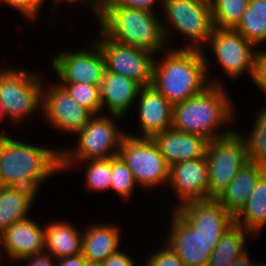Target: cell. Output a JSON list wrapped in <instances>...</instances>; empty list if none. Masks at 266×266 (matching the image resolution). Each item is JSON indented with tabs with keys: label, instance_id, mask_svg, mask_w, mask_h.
<instances>
[{
	"label": "cell",
	"instance_id": "cell-28",
	"mask_svg": "<svg viewBox=\"0 0 266 266\" xmlns=\"http://www.w3.org/2000/svg\"><path fill=\"white\" fill-rule=\"evenodd\" d=\"M252 125L249 133L237 132L245 142L248 161L266 166V104L255 113Z\"/></svg>",
	"mask_w": 266,
	"mask_h": 266
},
{
	"label": "cell",
	"instance_id": "cell-45",
	"mask_svg": "<svg viewBox=\"0 0 266 266\" xmlns=\"http://www.w3.org/2000/svg\"><path fill=\"white\" fill-rule=\"evenodd\" d=\"M258 266H266V261H265V260H264V262L261 261V263H260V261H259Z\"/></svg>",
	"mask_w": 266,
	"mask_h": 266
},
{
	"label": "cell",
	"instance_id": "cell-5",
	"mask_svg": "<svg viewBox=\"0 0 266 266\" xmlns=\"http://www.w3.org/2000/svg\"><path fill=\"white\" fill-rule=\"evenodd\" d=\"M117 115H94L85 127L75 135L77 141L68 148L60 149L61 172L71 169L77 162L92 159H107L117 156L127 132L120 130Z\"/></svg>",
	"mask_w": 266,
	"mask_h": 266
},
{
	"label": "cell",
	"instance_id": "cell-18",
	"mask_svg": "<svg viewBox=\"0 0 266 266\" xmlns=\"http://www.w3.org/2000/svg\"><path fill=\"white\" fill-rule=\"evenodd\" d=\"M137 114L140 134L127 133L137 138H152L155 134L164 132L172 126V105L152 85L140 88L137 100Z\"/></svg>",
	"mask_w": 266,
	"mask_h": 266
},
{
	"label": "cell",
	"instance_id": "cell-39",
	"mask_svg": "<svg viewBox=\"0 0 266 266\" xmlns=\"http://www.w3.org/2000/svg\"><path fill=\"white\" fill-rule=\"evenodd\" d=\"M87 259L82 253L56 259V266H85Z\"/></svg>",
	"mask_w": 266,
	"mask_h": 266
},
{
	"label": "cell",
	"instance_id": "cell-3",
	"mask_svg": "<svg viewBox=\"0 0 266 266\" xmlns=\"http://www.w3.org/2000/svg\"><path fill=\"white\" fill-rule=\"evenodd\" d=\"M226 89L210 84L194 97L173 105L171 128L203 136L208 141L229 135L234 129L228 126L237 112Z\"/></svg>",
	"mask_w": 266,
	"mask_h": 266
},
{
	"label": "cell",
	"instance_id": "cell-30",
	"mask_svg": "<svg viewBox=\"0 0 266 266\" xmlns=\"http://www.w3.org/2000/svg\"><path fill=\"white\" fill-rule=\"evenodd\" d=\"M215 28L234 29L241 21L249 0H210Z\"/></svg>",
	"mask_w": 266,
	"mask_h": 266
},
{
	"label": "cell",
	"instance_id": "cell-42",
	"mask_svg": "<svg viewBox=\"0 0 266 266\" xmlns=\"http://www.w3.org/2000/svg\"><path fill=\"white\" fill-rule=\"evenodd\" d=\"M5 116H7V114H6V111H5V108H4V104L0 100V123L5 118ZM0 134H6V132H4V131L1 132V130H0Z\"/></svg>",
	"mask_w": 266,
	"mask_h": 266
},
{
	"label": "cell",
	"instance_id": "cell-9",
	"mask_svg": "<svg viewBox=\"0 0 266 266\" xmlns=\"http://www.w3.org/2000/svg\"><path fill=\"white\" fill-rule=\"evenodd\" d=\"M206 159L209 198H217L249 162L245 142L236 130L225 137L209 141Z\"/></svg>",
	"mask_w": 266,
	"mask_h": 266
},
{
	"label": "cell",
	"instance_id": "cell-10",
	"mask_svg": "<svg viewBox=\"0 0 266 266\" xmlns=\"http://www.w3.org/2000/svg\"><path fill=\"white\" fill-rule=\"evenodd\" d=\"M206 46L212 50L215 62L229 80H237L242 74L249 75L252 80L257 49L241 33L234 29L214 28Z\"/></svg>",
	"mask_w": 266,
	"mask_h": 266
},
{
	"label": "cell",
	"instance_id": "cell-41",
	"mask_svg": "<svg viewBox=\"0 0 266 266\" xmlns=\"http://www.w3.org/2000/svg\"><path fill=\"white\" fill-rule=\"evenodd\" d=\"M250 258L249 251L246 250L240 257H238L230 266H258L256 262Z\"/></svg>",
	"mask_w": 266,
	"mask_h": 266
},
{
	"label": "cell",
	"instance_id": "cell-32",
	"mask_svg": "<svg viewBox=\"0 0 266 266\" xmlns=\"http://www.w3.org/2000/svg\"><path fill=\"white\" fill-rule=\"evenodd\" d=\"M136 186L134 175L122 158L119 155L112 157L110 191L114 190L123 201H127L134 194Z\"/></svg>",
	"mask_w": 266,
	"mask_h": 266
},
{
	"label": "cell",
	"instance_id": "cell-26",
	"mask_svg": "<svg viewBox=\"0 0 266 266\" xmlns=\"http://www.w3.org/2000/svg\"><path fill=\"white\" fill-rule=\"evenodd\" d=\"M234 30L260 49V45L266 42V0H249L241 21Z\"/></svg>",
	"mask_w": 266,
	"mask_h": 266
},
{
	"label": "cell",
	"instance_id": "cell-37",
	"mask_svg": "<svg viewBox=\"0 0 266 266\" xmlns=\"http://www.w3.org/2000/svg\"><path fill=\"white\" fill-rule=\"evenodd\" d=\"M116 5L120 6H125V7H130V8H140V9H145L149 10L152 12L156 11V6L160 7V10H162V5L164 0H112ZM155 8V10H154Z\"/></svg>",
	"mask_w": 266,
	"mask_h": 266
},
{
	"label": "cell",
	"instance_id": "cell-6",
	"mask_svg": "<svg viewBox=\"0 0 266 266\" xmlns=\"http://www.w3.org/2000/svg\"><path fill=\"white\" fill-rule=\"evenodd\" d=\"M162 9L166 15L161 18L162 30L168 48L170 32L174 30L189 41L177 49H205L215 28L210 0H164Z\"/></svg>",
	"mask_w": 266,
	"mask_h": 266
},
{
	"label": "cell",
	"instance_id": "cell-16",
	"mask_svg": "<svg viewBox=\"0 0 266 266\" xmlns=\"http://www.w3.org/2000/svg\"><path fill=\"white\" fill-rule=\"evenodd\" d=\"M39 223V219L37 222L29 216L14 223L0 235V266L3 254L11 262H20L25 257L44 252L45 226Z\"/></svg>",
	"mask_w": 266,
	"mask_h": 266
},
{
	"label": "cell",
	"instance_id": "cell-1",
	"mask_svg": "<svg viewBox=\"0 0 266 266\" xmlns=\"http://www.w3.org/2000/svg\"><path fill=\"white\" fill-rule=\"evenodd\" d=\"M45 147L0 134V186L36 202L41 183L61 173L60 148Z\"/></svg>",
	"mask_w": 266,
	"mask_h": 266
},
{
	"label": "cell",
	"instance_id": "cell-43",
	"mask_svg": "<svg viewBox=\"0 0 266 266\" xmlns=\"http://www.w3.org/2000/svg\"><path fill=\"white\" fill-rule=\"evenodd\" d=\"M109 0H91L92 5L96 8L99 9L104 3H106Z\"/></svg>",
	"mask_w": 266,
	"mask_h": 266
},
{
	"label": "cell",
	"instance_id": "cell-20",
	"mask_svg": "<svg viewBox=\"0 0 266 266\" xmlns=\"http://www.w3.org/2000/svg\"><path fill=\"white\" fill-rule=\"evenodd\" d=\"M141 87L130 78L105 70L100 84L102 114L106 109L105 114L124 118L136 102Z\"/></svg>",
	"mask_w": 266,
	"mask_h": 266
},
{
	"label": "cell",
	"instance_id": "cell-14",
	"mask_svg": "<svg viewBox=\"0 0 266 266\" xmlns=\"http://www.w3.org/2000/svg\"><path fill=\"white\" fill-rule=\"evenodd\" d=\"M169 231L165 242L185 266H207L211 252L221 238L201 235L176 209L171 210Z\"/></svg>",
	"mask_w": 266,
	"mask_h": 266
},
{
	"label": "cell",
	"instance_id": "cell-11",
	"mask_svg": "<svg viewBox=\"0 0 266 266\" xmlns=\"http://www.w3.org/2000/svg\"><path fill=\"white\" fill-rule=\"evenodd\" d=\"M88 47L73 51L62 50L51 55L50 62L57 83L101 84L106 70L103 53L95 41Z\"/></svg>",
	"mask_w": 266,
	"mask_h": 266
},
{
	"label": "cell",
	"instance_id": "cell-4",
	"mask_svg": "<svg viewBox=\"0 0 266 266\" xmlns=\"http://www.w3.org/2000/svg\"><path fill=\"white\" fill-rule=\"evenodd\" d=\"M158 13L116 5L112 0L97 9L96 19L109 39L124 45L144 49L155 56L166 50L161 17Z\"/></svg>",
	"mask_w": 266,
	"mask_h": 266
},
{
	"label": "cell",
	"instance_id": "cell-38",
	"mask_svg": "<svg viewBox=\"0 0 266 266\" xmlns=\"http://www.w3.org/2000/svg\"><path fill=\"white\" fill-rule=\"evenodd\" d=\"M20 261L27 263V266H56V259L47 252L37 253L33 256H28Z\"/></svg>",
	"mask_w": 266,
	"mask_h": 266
},
{
	"label": "cell",
	"instance_id": "cell-17",
	"mask_svg": "<svg viewBox=\"0 0 266 266\" xmlns=\"http://www.w3.org/2000/svg\"><path fill=\"white\" fill-rule=\"evenodd\" d=\"M176 210L206 238H222L234 225V217L216 198L189 201Z\"/></svg>",
	"mask_w": 266,
	"mask_h": 266
},
{
	"label": "cell",
	"instance_id": "cell-36",
	"mask_svg": "<svg viewBox=\"0 0 266 266\" xmlns=\"http://www.w3.org/2000/svg\"><path fill=\"white\" fill-rule=\"evenodd\" d=\"M122 248L110 255L102 262V266H137L131 254L126 253Z\"/></svg>",
	"mask_w": 266,
	"mask_h": 266
},
{
	"label": "cell",
	"instance_id": "cell-15",
	"mask_svg": "<svg viewBox=\"0 0 266 266\" xmlns=\"http://www.w3.org/2000/svg\"><path fill=\"white\" fill-rule=\"evenodd\" d=\"M167 187L176 195V209L194 200L209 199V176L206 157L181 161L170 166Z\"/></svg>",
	"mask_w": 266,
	"mask_h": 266
},
{
	"label": "cell",
	"instance_id": "cell-27",
	"mask_svg": "<svg viewBox=\"0 0 266 266\" xmlns=\"http://www.w3.org/2000/svg\"><path fill=\"white\" fill-rule=\"evenodd\" d=\"M33 206L26 196L9 186H0V235L14 223L27 219Z\"/></svg>",
	"mask_w": 266,
	"mask_h": 266
},
{
	"label": "cell",
	"instance_id": "cell-22",
	"mask_svg": "<svg viewBox=\"0 0 266 266\" xmlns=\"http://www.w3.org/2000/svg\"><path fill=\"white\" fill-rule=\"evenodd\" d=\"M120 226L113 223H92L82 232V254L91 262L102 263L121 247Z\"/></svg>",
	"mask_w": 266,
	"mask_h": 266
},
{
	"label": "cell",
	"instance_id": "cell-24",
	"mask_svg": "<svg viewBox=\"0 0 266 266\" xmlns=\"http://www.w3.org/2000/svg\"><path fill=\"white\" fill-rule=\"evenodd\" d=\"M234 224L242 226L258 237L266 225V172L258 179L247 203L234 217Z\"/></svg>",
	"mask_w": 266,
	"mask_h": 266
},
{
	"label": "cell",
	"instance_id": "cell-44",
	"mask_svg": "<svg viewBox=\"0 0 266 266\" xmlns=\"http://www.w3.org/2000/svg\"><path fill=\"white\" fill-rule=\"evenodd\" d=\"M85 266H102V263L87 261Z\"/></svg>",
	"mask_w": 266,
	"mask_h": 266
},
{
	"label": "cell",
	"instance_id": "cell-23",
	"mask_svg": "<svg viewBox=\"0 0 266 266\" xmlns=\"http://www.w3.org/2000/svg\"><path fill=\"white\" fill-rule=\"evenodd\" d=\"M82 231L67 219L50 221L44 227V251L55 259L82 253Z\"/></svg>",
	"mask_w": 266,
	"mask_h": 266
},
{
	"label": "cell",
	"instance_id": "cell-12",
	"mask_svg": "<svg viewBox=\"0 0 266 266\" xmlns=\"http://www.w3.org/2000/svg\"><path fill=\"white\" fill-rule=\"evenodd\" d=\"M99 32L100 36L94 41L103 53L106 70L130 78L141 86L151 85L155 55L144 49L116 42L101 30Z\"/></svg>",
	"mask_w": 266,
	"mask_h": 266
},
{
	"label": "cell",
	"instance_id": "cell-25",
	"mask_svg": "<svg viewBox=\"0 0 266 266\" xmlns=\"http://www.w3.org/2000/svg\"><path fill=\"white\" fill-rule=\"evenodd\" d=\"M255 237L242 226L234 224L222 236L216 248L211 252L207 266H230L246 250L248 242ZM251 239V240H249Z\"/></svg>",
	"mask_w": 266,
	"mask_h": 266
},
{
	"label": "cell",
	"instance_id": "cell-40",
	"mask_svg": "<svg viewBox=\"0 0 266 266\" xmlns=\"http://www.w3.org/2000/svg\"><path fill=\"white\" fill-rule=\"evenodd\" d=\"M52 2H53L52 3L53 5H51L52 6V9L51 10H54L55 9V11H56V8H54V7H56V6H62L63 3H66L67 6L68 5L71 6L73 4H74V6H76V5L78 6V4H80V5L83 4L85 6V4H87L86 6H90V7H88V9L91 8L90 10H91V12H93L92 14H95L94 15L95 17H96V14H97V9L92 5L91 0H52Z\"/></svg>",
	"mask_w": 266,
	"mask_h": 266
},
{
	"label": "cell",
	"instance_id": "cell-13",
	"mask_svg": "<svg viewBox=\"0 0 266 266\" xmlns=\"http://www.w3.org/2000/svg\"><path fill=\"white\" fill-rule=\"evenodd\" d=\"M43 86L42 118L44 122L61 134L73 135L82 130L94 116L80 106L56 81Z\"/></svg>",
	"mask_w": 266,
	"mask_h": 266
},
{
	"label": "cell",
	"instance_id": "cell-35",
	"mask_svg": "<svg viewBox=\"0 0 266 266\" xmlns=\"http://www.w3.org/2000/svg\"><path fill=\"white\" fill-rule=\"evenodd\" d=\"M252 81L266 96V50L264 49H258L255 55Z\"/></svg>",
	"mask_w": 266,
	"mask_h": 266
},
{
	"label": "cell",
	"instance_id": "cell-31",
	"mask_svg": "<svg viewBox=\"0 0 266 266\" xmlns=\"http://www.w3.org/2000/svg\"><path fill=\"white\" fill-rule=\"evenodd\" d=\"M82 107L93 115L102 114L100 85L88 83H58Z\"/></svg>",
	"mask_w": 266,
	"mask_h": 266
},
{
	"label": "cell",
	"instance_id": "cell-21",
	"mask_svg": "<svg viewBox=\"0 0 266 266\" xmlns=\"http://www.w3.org/2000/svg\"><path fill=\"white\" fill-rule=\"evenodd\" d=\"M265 172L266 166L247 162L216 199L235 217L245 206L258 179Z\"/></svg>",
	"mask_w": 266,
	"mask_h": 266
},
{
	"label": "cell",
	"instance_id": "cell-29",
	"mask_svg": "<svg viewBox=\"0 0 266 266\" xmlns=\"http://www.w3.org/2000/svg\"><path fill=\"white\" fill-rule=\"evenodd\" d=\"M84 168V184L88 190L98 192L110 191L112 175V157L77 162L71 169Z\"/></svg>",
	"mask_w": 266,
	"mask_h": 266
},
{
	"label": "cell",
	"instance_id": "cell-34",
	"mask_svg": "<svg viewBox=\"0 0 266 266\" xmlns=\"http://www.w3.org/2000/svg\"><path fill=\"white\" fill-rule=\"evenodd\" d=\"M47 2L46 0H0V4H5L6 6L17 10L21 13L23 17L28 19L27 21L31 22L39 18L41 14L40 11L43 8V5ZM38 17V18H36Z\"/></svg>",
	"mask_w": 266,
	"mask_h": 266
},
{
	"label": "cell",
	"instance_id": "cell-7",
	"mask_svg": "<svg viewBox=\"0 0 266 266\" xmlns=\"http://www.w3.org/2000/svg\"><path fill=\"white\" fill-rule=\"evenodd\" d=\"M32 71L0 67V100L14 127L21 126L35 112L39 113V109L42 113L44 77Z\"/></svg>",
	"mask_w": 266,
	"mask_h": 266
},
{
	"label": "cell",
	"instance_id": "cell-19",
	"mask_svg": "<svg viewBox=\"0 0 266 266\" xmlns=\"http://www.w3.org/2000/svg\"><path fill=\"white\" fill-rule=\"evenodd\" d=\"M169 166L206 157L208 140L203 136L168 129L152 137Z\"/></svg>",
	"mask_w": 266,
	"mask_h": 266
},
{
	"label": "cell",
	"instance_id": "cell-8",
	"mask_svg": "<svg viewBox=\"0 0 266 266\" xmlns=\"http://www.w3.org/2000/svg\"><path fill=\"white\" fill-rule=\"evenodd\" d=\"M118 155L132 171L135 181L141 188L154 190L168 185L170 166L152 138L126 135L121 142Z\"/></svg>",
	"mask_w": 266,
	"mask_h": 266
},
{
	"label": "cell",
	"instance_id": "cell-33",
	"mask_svg": "<svg viewBox=\"0 0 266 266\" xmlns=\"http://www.w3.org/2000/svg\"><path fill=\"white\" fill-rule=\"evenodd\" d=\"M164 247L148 253L144 266H185L183 261L176 255L170 246L164 242Z\"/></svg>",
	"mask_w": 266,
	"mask_h": 266
},
{
	"label": "cell",
	"instance_id": "cell-2",
	"mask_svg": "<svg viewBox=\"0 0 266 266\" xmlns=\"http://www.w3.org/2000/svg\"><path fill=\"white\" fill-rule=\"evenodd\" d=\"M205 53V50L175 47L163 50L154 58L151 85L172 106L201 93L210 84L224 85L215 76L210 78L211 64Z\"/></svg>",
	"mask_w": 266,
	"mask_h": 266
}]
</instances>
